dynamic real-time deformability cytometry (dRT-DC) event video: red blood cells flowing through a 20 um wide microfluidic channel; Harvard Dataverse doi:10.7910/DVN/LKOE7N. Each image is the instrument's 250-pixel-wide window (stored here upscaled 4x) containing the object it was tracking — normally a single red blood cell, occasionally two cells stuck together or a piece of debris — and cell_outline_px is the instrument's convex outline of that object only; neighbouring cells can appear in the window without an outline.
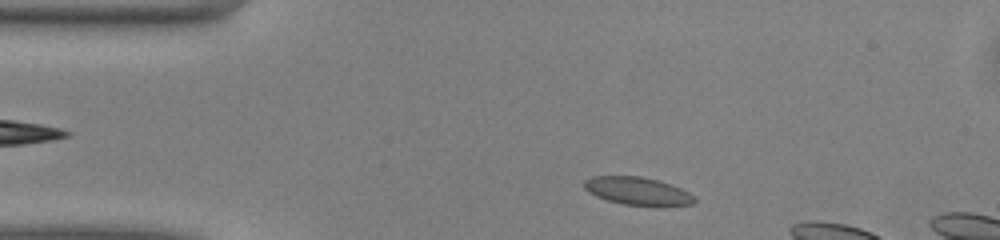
{"species": "common noctule bat (a hibernating species)", "species_latin": "Nyctalus noctula", "temperature_condition": "warm", "stored_images_in_passage": 8, "camera_frame_rate_fps": 3000, "um_per_image_px": 0.085, "animal": {"sex": "male", "body_mass_g": 13.0, "forearm_length_mm": 53.1}, "frame": {"image": 1, "passage_image": 3, "time_ms": 0.667, "image_size_px": [1000, 240], "cell_outline_px": [[696, 200], [692, 204], [664, 208], [652, 208], [624, 204], [608, 200], [596, 196], [588, 192], [584, 188], [584, 180], [592, 176], [640, 176], [672, 184], [696, 196]], "centroid_in_image_um": [54.26, 16.28], "position_along_channel_um": 30.7, "area_um2": 18.55}}